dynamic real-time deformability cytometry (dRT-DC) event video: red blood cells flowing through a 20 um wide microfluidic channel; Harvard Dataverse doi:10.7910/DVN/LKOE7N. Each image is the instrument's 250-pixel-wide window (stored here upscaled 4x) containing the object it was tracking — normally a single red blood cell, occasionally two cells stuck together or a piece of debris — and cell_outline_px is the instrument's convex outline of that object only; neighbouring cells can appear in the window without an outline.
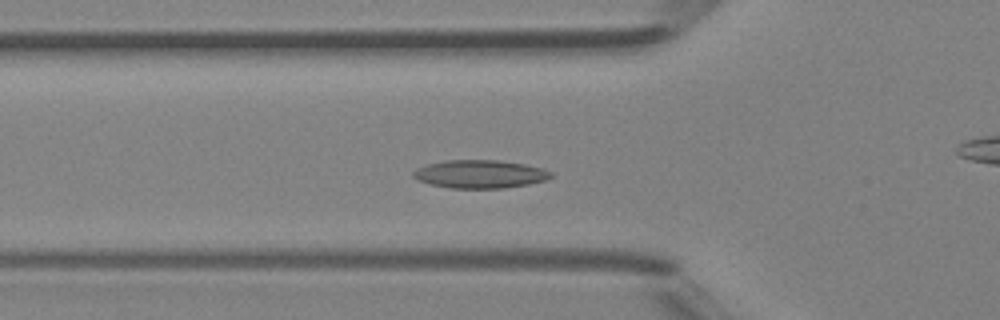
{"species": "Egyptian fruit bat (a non-hibernating species)", "species_latin": "Rousettus aegyptiacus", "temperature_condition": "room temperature", "stored_images_in_passage": 45, "camera_frame_rate_fps": 3000, "um_per_image_px": 0.085, "animal": {"sex": "female"}, "frame": {"image": 1, "passage_image": 13, "time_ms": 4.0, "image_size_px": [1000, 320], "cell_outline_px": [[552, 176], [544, 180], [528, 184], [504, 188], [452, 188], [432, 184], [416, 180], [412, 176], [412, 172], [416, 168], [428, 164], [444, 160], [496, 160], [524, 164], [544, 168], [552, 172]], "centroid_in_image_um": [40.78, 14.79], "position_along_channel_um": 85.0, "area_um2": 22.54}}
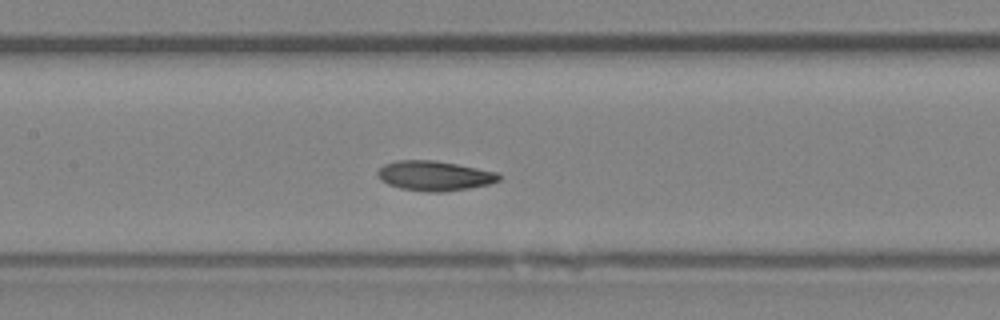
{"frame": {"image": 2, "passage_image": 19, "time_ms": 6.0, "image_size_px": [1000, 320], "cell_outline_px": [[500, 180], [492, 184], [468, 188], [440, 192], [428, 192], [400, 188], [388, 184], [380, 180], [376, 172], [384, 164], [396, 160], [436, 160], [496, 172], [500, 176]], "centroid_in_image_um": [36.9, 14.94], "position_along_channel_um": 170.5, "area_um2": 21.04}}
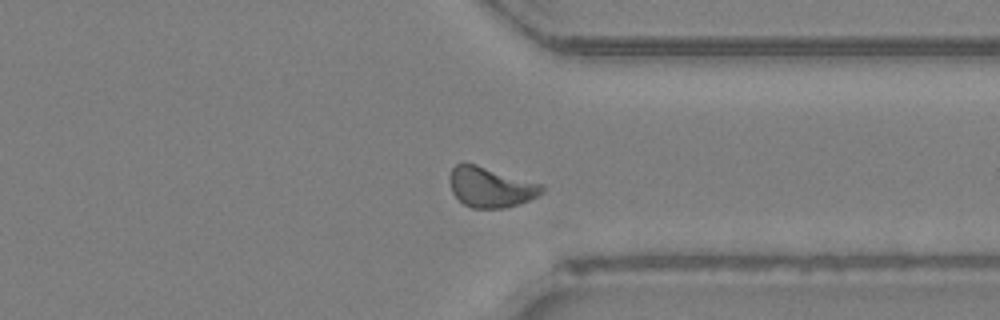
{"frame": {"image": 3, "passage_image": 33, "time_ms": 10.667, "image_size_px": [1000, 320], "cell_outline_px": [[544, 192], [528, 200], [504, 208], [472, 208], [464, 204], [452, 192], [452, 168], [456, 164], [476, 164], [544, 184]], "centroid_in_image_um": [41.76, 15.91], "position_along_channel_um": 369.6, "area_um2": 21.21}, "authors_computed_cell_mechanics": {"area_um2": 20.9814, "velocity_mm_per_s": 4.2808, "shape_relaxation_time_tau1_ms": 2.6536, "shape_relaxation_time_tau2_ms": 2.161, "deformation_change_tau1": 0.0861, "deformation_change_tau2": 0.0629}}